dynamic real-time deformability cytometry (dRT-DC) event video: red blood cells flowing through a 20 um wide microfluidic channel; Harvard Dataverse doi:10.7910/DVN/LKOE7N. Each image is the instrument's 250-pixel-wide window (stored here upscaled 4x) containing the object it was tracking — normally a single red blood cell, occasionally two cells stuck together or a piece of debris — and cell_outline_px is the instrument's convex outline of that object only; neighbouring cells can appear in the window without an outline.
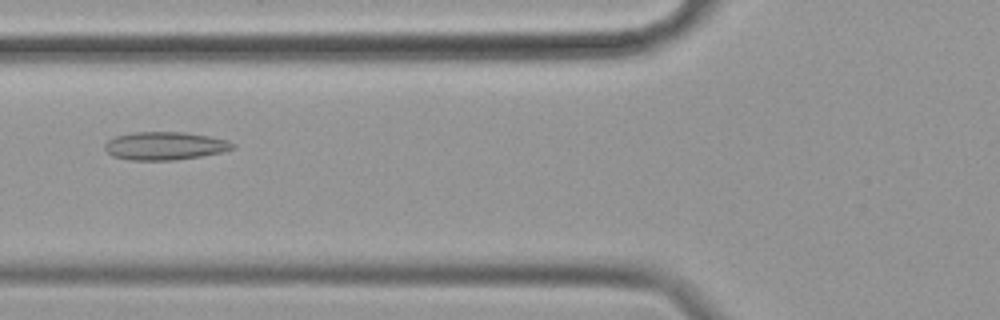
{"species": "common noctule bat (a hibernating species)", "species_latin": "Nyctalus noctula", "temperature_condition": "cold", "stored_images_in_passage": 58, "camera_frame_rate_fps": 3000, "um_per_image_px": 0.085, "animal": {"sex": "female", "body_mass_g": 19.9}, "frame": {"image": 1, "passage_image": 22, "time_ms": 7.0, "image_size_px": [1000, 320], "cell_outline_px": [[236, 148], [220, 152], [200, 156], [172, 160], [132, 160], [112, 156], [104, 148], [104, 144], [108, 140], [116, 136], [136, 132], [184, 132], [208, 136], [228, 140], [236, 144]], "centroid_in_image_um": [14.02, 12.39], "position_along_channel_um": 111.8, "area_um2": 20.81}}
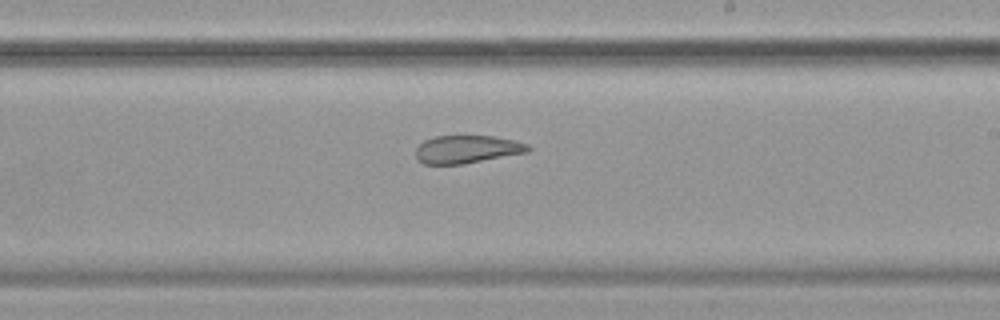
{"frame": {"image": 2, "passage_image": 34, "time_ms": 11.0, "image_size_px": [1000, 320], "cell_outline_px": [[532, 148], [528, 152], [464, 164], [424, 164], [416, 160], [416, 148], [424, 140], [436, 136], [492, 136], [512, 140], [528, 144]], "centroid_in_image_um": [39.68, 12.7], "position_along_channel_um": 249.3, "area_um2": 18.26}}
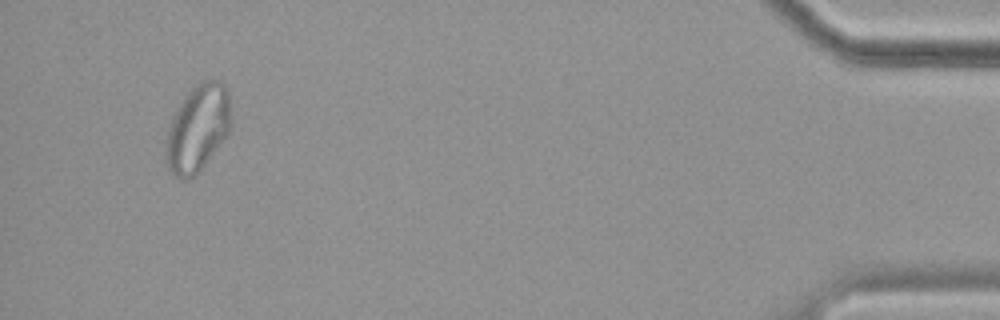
{"frame": {"image": 3, "passage_image": 55, "time_ms": 18.0, "image_size_px": [1000, 320], "cell_outline_px": [[228, 132], [200, 172], [192, 176], [180, 180], [168, 168], [168, 132], [172, 120], [184, 96], [200, 80], [220, 80], [228, 88]], "centroid_in_image_um": [16.82, 10.87], "position_along_channel_um": 418.4, "area_um2": 31.73}, "authors_computed_cell_mechanics": {"area_um2": 24.276, "velocity_mm_per_s": 3.4562, "shape_relaxation_time_tau1_ms": null, "shape_relaxation_time_tau2_ms": 2.1085, "deformation_change_tau1": null, "deformation_change_tau2": 0.0731}}